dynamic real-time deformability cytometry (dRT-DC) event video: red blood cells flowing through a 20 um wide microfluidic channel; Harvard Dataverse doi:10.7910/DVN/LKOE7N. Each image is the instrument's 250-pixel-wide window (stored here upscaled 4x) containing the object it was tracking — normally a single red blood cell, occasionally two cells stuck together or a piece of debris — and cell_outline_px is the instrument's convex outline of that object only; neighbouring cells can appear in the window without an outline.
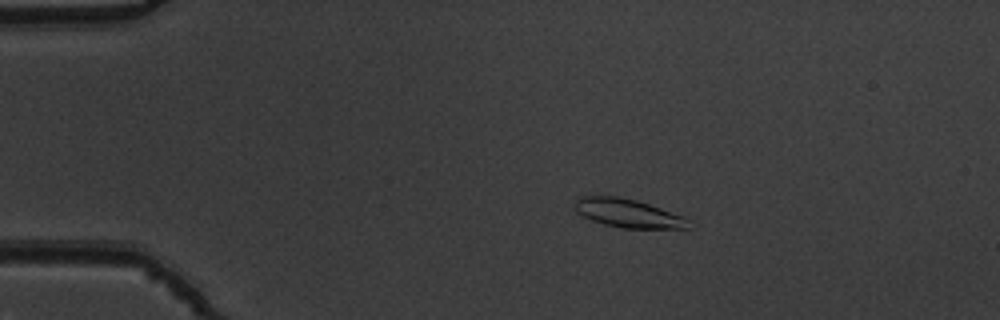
{"species": "common noctule bat (a hibernating species)", "species_latin": "Nyctalus noctula", "temperature_condition": "warm", "stored_images_in_passage": 53, "camera_frame_rate_fps": 3000, "um_per_image_px": 0.085, "animal": {"sex": "male", "body_mass_g": 19.5, "forearm_length_mm": 54.6}, "frame": {"image": 1, "passage_image": 10, "time_ms": 3.0, "image_size_px": [1000, 320], "cell_outline_px": [[692, 228], [624, 228], [604, 224], [592, 220], [576, 212], [576, 200], [580, 196], [620, 196], [636, 200], [684, 216]], "centroid_in_image_um": [53.38, 18.12], "position_along_channel_um": 31.6, "area_um2": 18.67}}
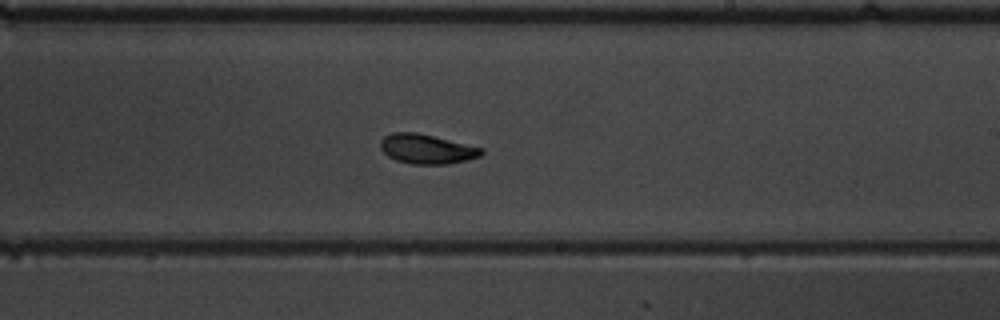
{"frame": {"image": 2, "passage_image": 32, "time_ms": 10.333, "image_size_px": [1000, 320], "cell_outline_px": [[484, 152], [480, 156], [448, 164], [412, 164], [396, 160], [388, 156], [380, 148], [380, 140], [384, 136], [392, 132], [416, 132], [484, 148]], "centroid_in_image_um": [36.25, 12.66], "position_along_channel_um": 252.7, "area_um2": 17.34}}
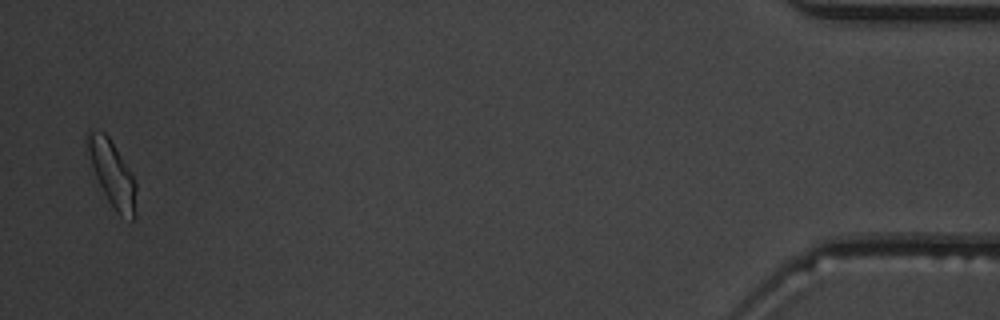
{"frame": {"image": 3, "passage_image": 52, "time_ms": 17.0, "image_size_px": [1000, 320], "cell_outline_px": [[136, 188], [132, 220], [120, 216], [116, 212], [108, 200], [96, 176], [84, 144], [88, 132], [104, 132], [108, 136], [132, 172], [136, 180]], "centroid_in_image_um": [9.53, 14.72], "position_along_channel_um": 425.7, "area_um2": 18.15}, "authors_computed_cell_mechanics": {"area_um2": 17.34, "velocity_mm_per_s": 3.8138, "shape_relaxation_time_tau1_ms": 3.9947, "shape_relaxation_time_tau2_ms": 3.0847, "deformation_change_tau1": 0.14, "deformation_change_tau2": 0.0944}}